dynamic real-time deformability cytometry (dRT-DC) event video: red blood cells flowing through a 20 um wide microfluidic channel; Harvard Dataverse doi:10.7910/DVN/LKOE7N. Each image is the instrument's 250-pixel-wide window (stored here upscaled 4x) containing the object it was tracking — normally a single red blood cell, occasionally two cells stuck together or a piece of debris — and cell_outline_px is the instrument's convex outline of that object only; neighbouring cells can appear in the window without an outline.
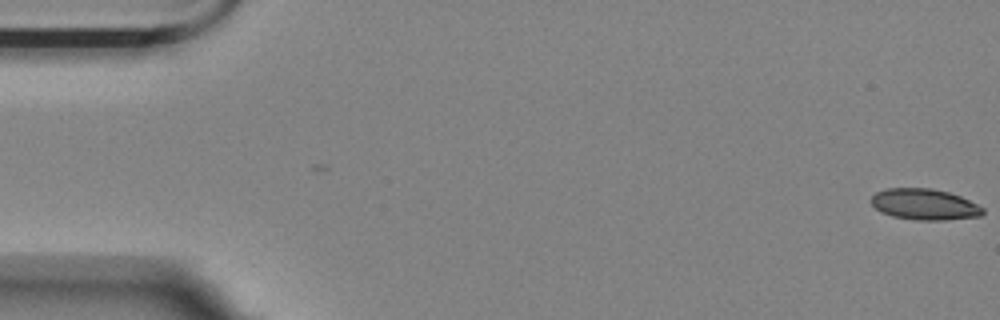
{"species": "Egyptian fruit bat (a non-hibernating species)", "species_latin": "Rousettus aegyptiacus", "temperature_condition": "room temperature", "stored_images_in_passage": 5, "camera_frame_rate_fps": 3000, "um_per_image_px": 0.085, "animal": {"sex": "female"}, "frame": {"image": 1, "passage_image": 1, "time_ms": 0.0, "image_size_px": [1000, 320], "cell_outline_px": [[984, 212], [980, 216], [944, 220], [916, 220], [892, 216], [880, 212], [872, 204], [872, 196], [876, 192], [884, 188], [932, 188], [948, 192], [960, 196], [984, 208]], "centroid_in_image_um": [78.56, 17.37], "position_along_channel_um": 6.4, "area_um2": 20.17}}